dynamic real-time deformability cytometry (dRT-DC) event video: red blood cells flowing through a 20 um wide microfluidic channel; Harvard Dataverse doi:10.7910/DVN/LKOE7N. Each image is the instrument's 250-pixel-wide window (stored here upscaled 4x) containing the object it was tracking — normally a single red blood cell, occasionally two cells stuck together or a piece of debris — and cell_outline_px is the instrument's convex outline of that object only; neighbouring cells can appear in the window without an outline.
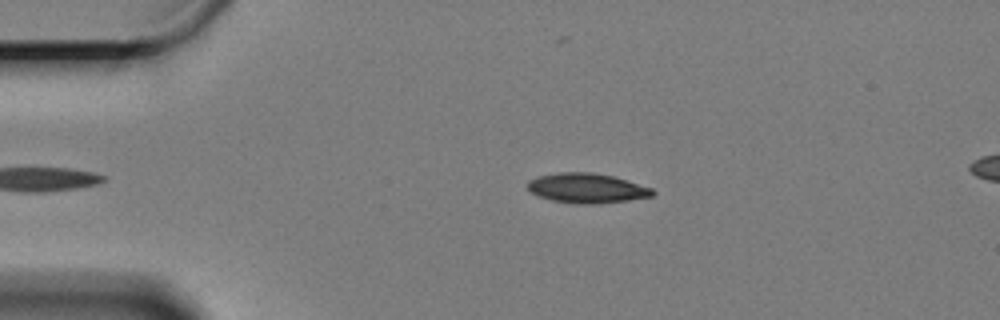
{"species": "Egyptian fruit bat (a non-hibernating species)", "species_latin": "Rousettus aegyptiacus", "temperature_condition": "cold", "stored_images_in_passage": 8, "camera_frame_rate_fps": 3000, "um_per_image_px": 0.085, "animal": {"sex": "female"}, "frame": {"image": 1, "passage_image": 3, "time_ms": 0.667, "image_size_px": [1000, 320], "cell_outline_px": [[656, 192], [652, 196], [628, 200], [596, 204], [584, 204], [552, 200], [540, 196], [532, 192], [528, 188], [528, 180], [540, 176], [560, 172], [592, 172], [612, 176], [652, 188]], "centroid_in_image_um": [49.9, 15.99], "position_along_channel_um": 35.1, "area_um2": 21.33}}